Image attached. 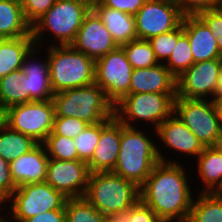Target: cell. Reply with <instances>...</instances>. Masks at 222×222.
<instances>
[{
	"label": "cell",
	"mask_w": 222,
	"mask_h": 222,
	"mask_svg": "<svg viewBox=\"0 0 222 222\" xmlns=\"http://www.w3.org/2000/svg\"><path fill=\"white\" fill-rule=\"evenodd\" d=\"M184 166L160 161L140 187V200L163 222H187L194 190Z\"/></svg>",
	"instance_id": "6da1fadb"
},
{
	"label": "cell",
	"mask_w": 222,
	"mask_h": 222,
	"mask_svg": "<svg viewBox=\"0 0 222 222\" xmlns=\"http://www.w3.org/2000/svg\"><path fill=\"white\" fill-rule=\"evenodd\" d=\"M138 128L142 127H128L121 123L119 154L112 172L141 187L160 159L157 153L159 142L156 144L153 141L156 138Z\"/></svg>",
	"instance_id": "7a4b0ae2"
},
{
	"label": "cell",
	"mask_w": 222,
	"mask_h": 222,
	"mask_svg": "<svg viewBox=\"0 0 222 222\" xmlns=\"http://www.w3.org/2000/svg\"><path fill=\"white\" fill-rule=\"evenodd\" d=\"M90 10L91 3L87 0H57L43 16L31 26V34L35 45L42 47V43H46L44 41L47 40L48 36V38H52L53 40H50V46L71 45L76 38L85 16ZM46 34L47 36H45Z\"/></svg>",
	"instance_id": "3957f363"
},
{
	"label": "cell",
	"mask_w": 222,
	"mask_h": 222,
	"mask_svg": "<svg viewBox=\"0 0 222 222\" xmlns=\"http://www.w3.org/2000/svg\"><path fill=\"white\" fill-rule=\"evenodd\" d=\"M84 197L108 219H120L140 200V187L112 171L94 172Z\"/></svg>",
	"instance_id": "277c9868"
},
{
	"label": "cell",
	"mask_w": 222,
	"mask_h": 222,
	"mask_svg": "<svg viewBox=\"0 0 222 222\" xmlns=\"http://www.w3.org/2000/svg\"><path fill=\"white\" fill-rule=\"evenodd\" d=\"M52 101L55 117H76L88 124L114 117V104L96 83L55 93Z\"/></svg>",
	"instance_id": "5b68a950"
},
{
	"label": "cell",
	"mask_w": 222,
	"mask_h": 222,
	"mask_svg": "<svg viewBox=\"0 0 222 222\" xmlns=\"http://www.w3.org/2000/svg\"><path fill=\"white\" fill-rule=\"evenodd\" d=\"M50 82L55 93L95 83V60L71 45L48 46Z\"/></svg>",
	"instance_id": "8992f818"
},
{
	"label": "cell",
	"mask_w": 222,
	"mask_h": 222,
	"mask_svg": "<svg viewBox=\"0 0 222 222\" xmlns=\"http://www.w3.org/2000/svg\"><path fill=\"white\" fill-rule=\"evenodd\" d=\"M176 96V93L128 94L114 105V116L128 127H136L137 121H141L139 126L151 124L155 132L174 113Z\"/></svg>",
	"instance_id": "52a82bcc"
},
{
	"label": "cell",
	"mask_w": 222,
	"mask_h": 222,
	"mask_svg": "<svg viewBox=\"0 0 222 222\" xmlns=\"http://www.w3.org/2000/svg\"><path fill=\"white\" fill-rule=\"evenodd\" d=\"M66 200L61 192L45 181L21 185L4 202L8 205L4 206L5 210L10 211L6 215L7 222H23L43 212L65 209Z\"/></svg>",
	"instance_id": "ba28073f"
},
{
	"label": "cell",
	"mask_w": 222,
	"mask_h": 222,
	"mask_svg": "<svg viewBox=\"0 0 222 222\" xmlns=\"http://www.w3.org/2000/svg\"><path fill=\"white\" fill-rule=\"evenodd\" d=\"M174 114L204 147H216L222 127L212 100L176 97Z\"/></svg>",
	"instance_id": "9c48e42d"
},
{
	"label": "cell",
	"mask_w": 222,
	"mask_h": 222,
	"mask_svg": "<svg viewBox=\"0 0 222 222\" xmlns=\"http://www.w3.org/2000/svg\"><path fill=\"white\" fill-rule=\"evenodd\" d=\"M54 118L52 100L26 102L7 108V125L37 143H43L52 132Z\"/></svg>",
	"instance_id": "30bf717a"
},
{
	"label": "cell",
	"mask_w": 222,
	"mask_h": 222,
	"mask_svg": "<svg viewBox=\"0 0 222 222\" xmlns=\"http://www.w3.org/2000/svg\"><path fill=\"white\" fill-rule=\"evenodd\" d=\"M133 67L122 47L95 60V83L115 105L129 94Z\"/></svg>",
	"instance_id": "8fae6325"
},
{
	"label": "cell",
	"mask_w": 222,
	"mask_h": 222,
	"mask_svg": "<svg viewBox=\"0 0 222 222\" xmlns=\"http://www.w3.org/2000/svg\"><path fill=\"white\" fill-rule=\"evenodd\" d=\"M134 17L137 39L148 40L179 27L184 15L176 1L147 0Z\"/></svg>",
	"instance_id": "7c38bea8"
},
{
	"label": "cell",
	"mask_w": 222,
	"mask_h": 222,
	"mask_svg": "<svg viewBox=\"0 0 222 222\" xmlns=\"http://www.w3.org/2000/svg\"><path fill=\"white\" fill-rule=\"evenodd\" d=\"M221 67L222 58L194 63L176 79V97L212 100Z\"/></svg>",
	"instance_id": "4fadbf2b"
},
{
	"label": "cell",
	"mask_w": 222,
	"mask_h": 222,
	"mask_svg": "<svg viewBox=\"0 0 222 222\" xmlns=\"http://www.w3.org/2000/svg\"><path fill=\"white\" fill-rule=\"evenodd\" d=\"M90 171L82 160H58L49 158L45 182L66 198L84 197Z\"/></svg>",
	"instance_id": "5bb4252c"
},
{
	"label": "cell",
	"mask_w": 222,
	"mask_h": 222,
	"mask_svg": "<svg viewBox=\"0 0 222 222\" xmlns=\"http://www.w3.org/2000/svg\"><path fill=\"white\" fill-rule=\"evenodd\" d=\"M155 134L160 139V142H162L159 148H157V153L161 162L180 163V161H176L177 158L171 159L168 157L169 159H167V155L164 156L162 154L161 148L163 145L164 148L173 150V152L175 151L174 153L179 152V155L182 153L181 157L184 154V156H193L195 159L205 148L195 134L190 131L174 113L159 125Z\"/></svg>",
	"instance_id": "9a60e30c"
},
{
	"label": "cell",
	"mask_w": 222,
	"mask_h": 222,
	"mask_svg": "<svg viewBox=\"0 0 222 222\" xmlns=\"http://www.w3.org/2000/svg\"><path fill=\"white\" fill-rule=\"evenodd\" d=\"M71 46L94 60L119 47L92 10L85 16Z\"/></svg>",
	"instance_id": "2e32d148"
},
{
	"label": "cell",
	"mask_w": 222,
	"mask_h": 222,
	"mask_svg": "<svg viewBox=\"0 0 222 222\" xmlns=\"http://www.w3.org/2000/svg\"><path fill=\"white\" fill-rule=\"evenodd\" d=\"M121 142V122L114 116L100 122V138L92 158L87 162L90 173L113 171Z\"/></svg>",
	"instance_id": "e0dca14e"
},
{
	"label": "cell",
	"mask_w": 222,
	"mask_h": 222,
	"mask_svg": "<svg viewBox=\"0 0 222 222\" xmlns=\"http://www.w3.org/2000/svg\"><path fill=\"white\" fill-rule=\"evenodd\" d=\"M40 49L41 47L35 45L25 56L20 69L28 78L29 102L49 101L52 100L54 95L50 82L47 52L45 53V58L43 57V60L40 62V58L37 56H40V53L42 52Z\"/></svg>",
	"instance_id": "ac0fdd59"
},
{
	"label": "cell",
	"mask_w": 222,
	"mask_h": 222,
	"mask_svg": "<svg viewBox=\"0 0 222 222\" xmlns=\"http://www.w3.org/2000/svg\"><path fill=\"white\" fill-rule=\"evenodd\" d=\"M49 157L43 143L9 163L12 180L16 187L44 182L46 180Z\"/></svg>",
	"instance_id": "d6986e66"
},
{
	"label": "cell",
	"mask_w": 222,
	"mask_h": 222,
	"mask_svg": "<svg viewBox=\"0 0 222 222\" xmlns=\"http://www.w3.org/2000/svg\"><path fill=\"white\" fill-rule=\"evenodd\" d=\"M182 23L184 34L191 46L194 63L222 58L217 39L199 16H185Z\"/></svg>",
	"instance_id": "ffe728a7"
},
{
	"label": "cell",
	"mask_w": 222,
	"mask_h": 222,
	"mask_svg": "<svg viewBox=\"0 0 222 222\" xmlns=\"http://www.w3.org/2000/svg\"><path fill=\"white\" fill-rule=\"evenodd\" d=\"M149 92L176 93V78L163 63L132 71L129 94Z\"/></svg>",
	"instance_id": "44dd1931"
},
{
	"label": "cell",
	"mask_w": 222,
	"mask_h": 222,
	"mask_svg": "<svg viewBox=\"0 0 222 222\" xmlns=\"http://www.w3.org/2000/svg\"><path fill=\"white\" fill-rule=\"evenodd\" d=\"M91 10L104 24L119 47L137 39L135 17L116 9L91 3Z\"/></svg>",
	"instance_id": "7402d4cb"
},
{
	"label": "cell",
	"mask_w": 222,
	"mask_h": 222,
	"mask_svg": "<svg viewBox=\"0 0 222 222\" xmlns=\"http://www.w3.org/2000/svg\"><path fill=\"white\" fill-rule=\"evenodd\" d=\"M196 160L197 180L203 184L196 193H222V152L217 147H205Z\"/></svg>",
	"instance_id": "603a6c76"
},
{
	"label": "cell",
	"mask_w": 222,
	"mask_h": 222,
	"mask_svg": "<svg viewBox=\"0 0 222 222\" xmlns=\"http://www.w3.org/2000/svg\"><path fill=\"white\" fill-rule=\"evenodd\" d=\"M35 46L32 36L0 40V78L21 69L25 56Z\"/></svg>",
	"instance_id": "cb8c5ba5"
},
{
	"label": "cell",
	"mask_w": 222,
	"mask_h": 222,
	"mask_svg": "<svg viewBox=\"0 0 222 222\" xmlns=\"http://www.w3.org/2000/svg\"><path fill=\"white\" fill-rule=\"evenodd\" d=\"M32 36L20 3L0 0V38Z\"/></svg>",
	"instance_id": "d4e9b609"
},
{
	"label": "cell",
	"mask_w": 222,
	"mask_h": 222,
	"mask_svg": "<svg viewBox=\"0 0 222 222\" xmlns=\"http://www.w3.org/2000/svg\"><path fill=\"white\" fill-rule=\"evenodd\" d=\"M0 102L6 108L29 102L28 78L21 70L0 78Z\"/></svg>",
	"instance_id": "484cf974"
},
{
	"label": "cell",
	"mask_w": 222,
	"mask_h": 222,
	"mask_svg": "<svg viewBox=\"0 0 222 222\" xmlns=\"http://www.w3.org/2000/svg\"><path fill=\"white\" fill-rule=\"evenodd\" d=\"M197 194L187 222H222V193Z\"/></svg>",
	"instance_id": "4316f807"
},
{
	"label": "cell",
	"mask_w": 222,
	"mask_h": 222,
	"mask_svg": "<svg viewBox=\"0 0 222 222\" xmlns=\"http://www.w3.org/2000/svg\"><path fill=\"white\" fill-rule=\"evenodd\" d=\"M37 144L30 136L15 131L8 125L0 130V156L8 163L26 154Z\"/></svg>",
	"instance_id": "83f0119b"
},
{
	"label": "cell",
	"mask_w": 222,
	"mask_h": 222,
	"mask_svg": "<svg viewBox=\"0 0 222 222\" xmlns=\"http://www.w3.org/2000/svg\"><path fill=\"white\" fill-rule=\"evenodd\" d=\"M65 215L66 222H106L108 220L85 197L67 198Z\"/></svg>",
	"instance_id": "f1b7e54d"
},
{
	"label": "cell",
	"mask_w": 222,
	"mask_h": 222,
	"mask_svg": "<svg viewBox=\"0 0 222 222\" xmlns=\"http://www.w3.org/2000/svg\"><path fill=\"white\" fill-rule=\"evenodd\" d=\"M121 47L133 69L149 68L159 64L148 40L136 39Z\"/></svg>",
	"instance_id": "f546056e"
},
{
	"label": "cell",
	"mask_w": 222,
	"mask_h": 222,
	"mask_svg": "<svg viewBox=\"0 0 222 222\" xmlns=\"http://www.w3.org/2000/svg\"><path fill=\"white\" fill-rule=\"evenodd\" d=\"M163 64L176 79L194 64L191 46L185 34L178 39L176 47Z\"/></svg>",
	"instance_id": "4dcf8cb0"
},
{
	"label": "cell",
	"mask_w": 222,
	"mask_h": 222,
	"mask_svg": "<svg viewBox=\"0 0 222 222\" xmlns=\"http://www.w3.org/2000/svg\"><path fill=\"white\" fill-rule=\"evenodd\" d=\"M49 158L58 160H78V152L73 138L48 135L43 142Z\"/></svg>",
	"instance_id": "1f68e13d"
},
{
	"label": "cell",
	"mask_w": 222,
	"mask_h": 222,
	"mask_svg": "<svg viewBox=\"0 0 222 222\" xmlns=\"http://www.w3.org/2000/svg\"><path fill=\"white\" fill-rule=\"evenodd\" d=\"M184 34L183 23L174 29L148 39L156 59L159 63H164L173 52L178 39Z\"/></svg>",
	"instance_id": "d6a6232c"
},
{
	"label": "cell",
	"mask_w": 222,
	"mask_h": 222,
	"mask_svg": "<svg viewBox=\"0 0 222 222\" xmlns=\"http://www.w3.org/2000/svg\"><path fill=\"white\" fill-rule=\"evenodd\" d=\"M100 138V123L89 124L78 136L74 138L78 152V160L88 162L94 153Z\"/></svg>",
	"instance_id": "836d02e7"
},
{
	"label": "cell",
	"mask_w": 222,
	"mask_h": 222,
	"mask_svg": "<svg viewBox=\"0 0 222 222\" xmlns=\"http://www.w3.org/2000/svg\"><path fill=\"white\" fill-rule=\"evenodd\" d=\"M89 124L76 117H55L52 132L49 135H61L68 138L78 136Z\"/></svg>",
	"instance_id": "e575fe53"
},
{
	"label": "cell",
	"mask_w": 222,
	"mask_h": 222,
	"mask_svg": "<svg viewBox=\"0 0 222 222\" xmlns=\"http://www.w3.org/2000/svg\"><path fill=\"white\" fill-rule=\"evenodd\" d=\"M56 1L57 0H22L21 6L26 21L32 26Z\"/></svg>",
	"instance_id": "d590c367"
},
{
	"label": "cell",
	"mask_w": 222,
	"mask_h": 222,
	"mask_svg": "<svg viewBox=\"0 0 222 222\" xmlns=\"http://www.w3.org/2000/svg\"><path fill=\"white\" fill-rule=\"evenodd\" d=\"M177 3L184 17L222 7V0H178Z\"/></svg>",
	"instance_id": "8d00e7d4"
},
{
	"label": "cell",
	"mask_w": 222,
	"mask_h": 222,
	"mask_svg": "<svg viewBox=\"0 0 222 222\" xmlns=\"http://www.w3.org/2000/svg\"><path fill=\"white\" fill-rule=\"evenodd\" d=\"M122 222H163L154 211L139 200L121 218Z\"/></svg>",
	"instance_id": "74e56055"
},
{
	"label": "cell",
	"mask_w": 222,
	"mask_h": 222,
	"mask_svg": "<svg viewBox=\"0 0 222 222\" xmlns=\"http://www.w3.org/2000/svg\"><path fill=\"white\" fill-rule=\"evenodd\" d=\"M208 26L217 39V45L222 56V7L202 12L198 15Z\"/></svg>",
	"instance_id": "f35d334b"
},
{
	"label": "cell",
	"mask_w": 222,
	"mask_h": 222,
	"mask_svg": "<svg viewBox=\"0 0 222 222\" xmlns=\"http://www.w3.org/2000/svg\"><path fill=\"white\" fill-rule=\"evenodd\" d=\"M16 188L11 177L9 163L0 156V199L5 202Z\"/></svg>",
	"instance_id": "ab89813d"
},
{
	"label": "cell",
	"mask_w": 222,
	"mask_h": 222,
	"mask_svg": "<svg viewBox=\"0 0 222 222\" xmlns=\"http://www.w3.org/2000/svg\"><path fill=\"white\" fill-rule=\"evenodd\" d=\"M147 0H99L105 7L119 10L131 16H135Z\"/></svg>",
	"instance_id": "60d3db41"
},
{
	"label": "cell",
	"mask_w": 222,
	"mask_h": 222,
	"mask_svg": "<svg viewBox=\"0 0 222 222\" xmlns=\"http://www.w3.org/2000/svg\"><path fill=\"white\" fill-rule=\"evenodd\" d=\"M23 222H66L65 209L50 210L28 218Z\"/></svg>",
	"instance_id": "b9f144b4"
},
{
	"label": "cell",
	"mask_w": 222,
	"mask_h": 222,
	"mask_svg": "<svg viewBox=\"0 0 222 222\" xmlns=\"http://www.w3.org/2000/svg\"><path fill=\"white\" fill-rule=\"evenodd\" d=\"M213 104L215 106L216 112H217V117L220 122V125L222 127V97H214L212 99Z\"/></svg>",
	"instance_id": "7bdbcfd3"
},
{
	"label": "cell",
	"mask_w": 222,
	"mask_h": 222,
	"mask_svg": "<svg viewBox=\"0 0 222 222\" xmlns=\"http://www.w3.org/2000/svg\"><path fill=\"white\" fill-rule=\"evenodd\" d=\"M7 125V108L0 102V130Z\"/></svg>",
	"instance_id": "ee69618b"
},
{
	"label": "cell",
	"mask_w": 222,
	"mask_h": 222,
	"mask_svg": "<svg viewBox=\"0 0 222 222\" xmlns=\"http://www.w3.org/2000/svg\"><path fill=\"white\" fill-rule=\"evenodd\" d=\"M215 97H222V67L219 74Z\"/></svg>",
	"instance_id": "f6af8a7d"
},
{
	"label": "cell",
	"mask_w": 222,
	"mask_h": 222,
	"mask_svg": "<svg viewBox=\"0 0 222 222\" xmlns=\"http://www.w3.org/2000/svg\"><path fill=\"white\" fill-rule=\"evenodd\" d=\"M216 147L222 152V133L218 139Z\"/></svg>",
	"instance_id": "bcb514c9"
},
{
	"label": "cell",
	"mask_w": 222,
	"mask_h": 222,
	"mask_svg": "<svg viewBox=\"0 0 222 222\" xmlns=\"http://www.w3.org/2000/svg\"><path fill=\"white\" fill-rule=\"evenodd\" d=\"M5 212H3V215L0 214V222H7V214H4Z\"/></svg>",
	"instance_id": "7dc6e473"
},
{
	"label": "cell",
	"mask_w": 222,
	"mask_h": 222,
	"mask_svg": "<svg viewBox=\"0 0 222 222\" xmlns=\"http://www.w3.org/2000/svg\"><path fill=\"white\" fill-rule=\"evenodd\" d=\"M4 204H5V203L0 199V213H1V214H3V213H2V210L5 208V207H4Z\"/></svg>",
	"instance_id": "c3c4849f"
},
{
	"label": "cell",
	"mask_w": 222,
	"mask_h": 222,
	"mask_svg": "<svg viewBox=\"0 0 222 222\" xmlns=\"http://www.w3.org/2000/svg\"><path fill=\"white\" fill-rule=\"evenodd\" d=\"M106 222H122L120 219H108Z\"/></svg>",
	"instance_id": "681fc988"
},
{
	"label": "cell",
	"mask_w": 222,
	"mask_h": 222,
	"mask_svg": "<svg viewBox=\"0 0 222 222\" xmlns=\"http://www.w3.org/2000/svg\"><path fill=\"white\" fill-rule=\"evenodd\" d=\"M3 1H10V2H16V3H22V0H3Z\"/></svg>",
	"instance_id": "f907efd6"
},
{
	"label": "cell",
	"mask_w": 222,
	"mask_h": 222,
	"mask_svg": "<svg viewBox=\"0 0 222 222\" xmlns=\"http://www.w3.org/2000/svg\"><path fill=\"white\" fill-rule=\"evenodd\" d=\"M89 1L90 3H93V2H96V1H99V0H87Z\"/></svg>",
	"instance_id": "816d5d0a"
}]
</instances>
